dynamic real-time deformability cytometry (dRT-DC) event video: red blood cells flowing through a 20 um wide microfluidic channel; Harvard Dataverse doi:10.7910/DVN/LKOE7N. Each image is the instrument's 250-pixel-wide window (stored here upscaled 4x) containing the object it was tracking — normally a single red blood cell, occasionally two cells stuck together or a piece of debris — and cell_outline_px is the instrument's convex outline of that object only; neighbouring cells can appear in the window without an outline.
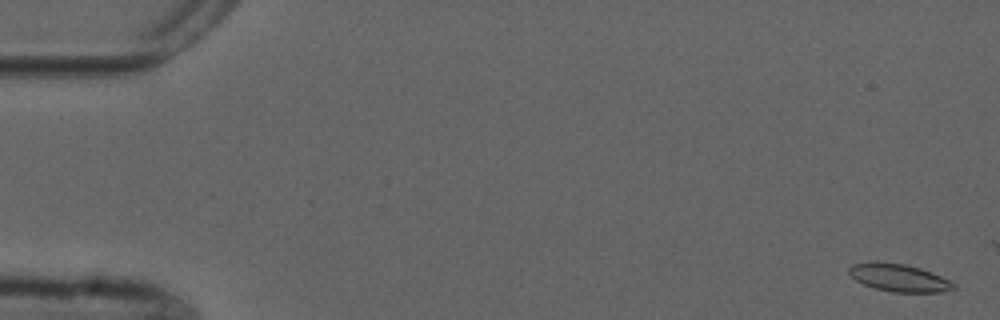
{"species": "common noctule bat (a hibernating species)", "species_latin": "Nyctalus noctula", "temperature_condition": "cold", "stored_images_in_passage": 55, "camera_frame_rate_fps": 3000, "um_per_image_px": 0.085, "animal": {"sex": "male", "forearm_length_mm": 52.5}, "frame": {"image": 1, "passage_image": 2, "time_ms": 0.333, "image_size_px": [1000, 320], "cell_outline_px": [[956, 288], [944, 292], [892, 292], [872, 288], [856, 280], [848, 272], [848, 268], [852, 264], [876, 260], [904, 264], [920, 268], [940, 276], [956, 284]], "centroid_in_image_um": [76.38, 23.6], "position_along_channel_um": 8.6, "area_um2": 16.99}}
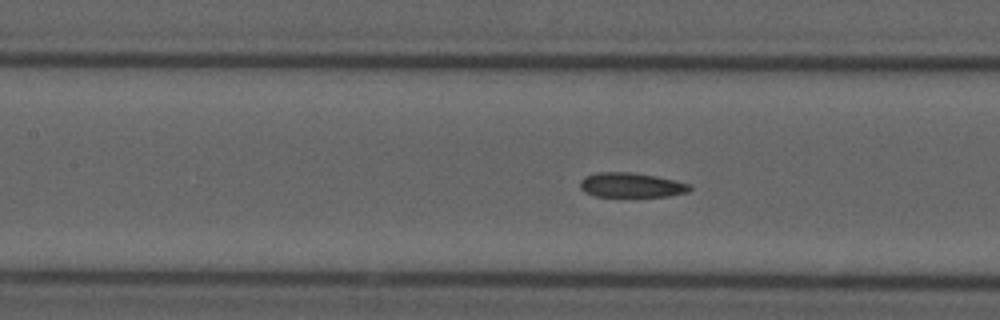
{"frame": {"image": 2, "passage_image": 25, "time_ms": 8.0, "image_size_px": [1000, 320], "cell_outline_px": [[692, 188], [688, 192], [668, 196], [596, 196], [584, 192], [580, 188], [580, 180], [584, 176], [596, 172], [632, 172], [656, 176], [676, 180], [692, 184]], "centroid_in_image_um": [53.66, 15.72], "position_along_channel_um": 153.7, "area_um2": 15.9}}
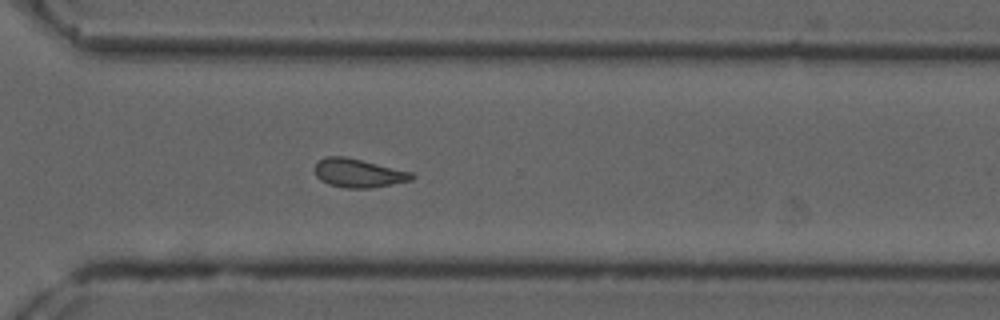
{"frame": {"image": 3, "passage_image": 40, "time_ms": 13.0, "image_size_px": [1000, 320], "cell_outline_px": [[416, 176], [412, 180], [372, 188], [344, 188], [328, 184], [320, 180], [316, 176], [316, 164], [324, 156], [344, 156], [412, 172]], "centroid_in_image_um": [30.47, 14.72], "position_along_channel_um": 340.1, "area_um2": 16.13}, "authors_computed_cell_mechanics": {"area_um2": 16.473, "velocity_mm_per_s": 3.7369, "shape_relaxation_time_tau1_ms": null, "shape_relaxation_time_tau2_ms": 3.8576, "deformation_change_tau1": null, "deformation_change_tau2": 0.1142}}